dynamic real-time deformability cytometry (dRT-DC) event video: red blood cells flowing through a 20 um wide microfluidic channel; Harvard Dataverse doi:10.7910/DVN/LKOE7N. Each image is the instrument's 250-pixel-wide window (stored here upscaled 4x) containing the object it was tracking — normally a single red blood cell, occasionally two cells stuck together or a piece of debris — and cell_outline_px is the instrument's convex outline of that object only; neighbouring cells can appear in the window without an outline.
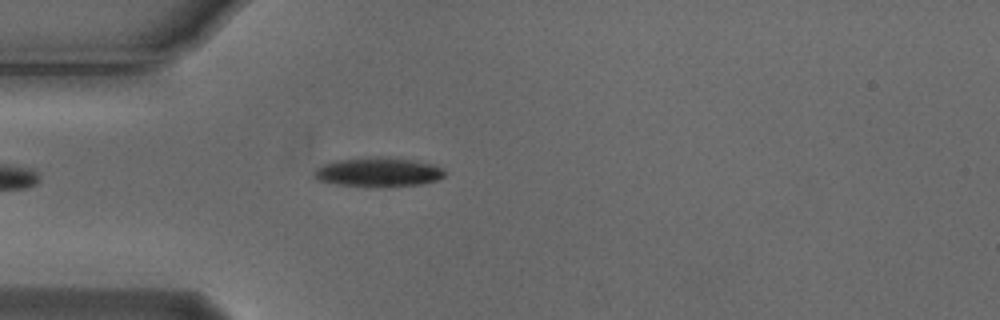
{"species": "Egyptian fruit bat (a non-hibernating species)", "species_latin": "Rousettus aegyptiacus", "temperature_condition": "cold", "stored_images_in_passage": 5, "camera_frame_rate_fps": 3000, "um_per_image_px": 0.085, "animal": {"sex": "male"}, "frame": {"image": 1, "passage_image": 5, "time_ms": 1.333, "image_size_px": [1000, 320], "cell_outline_px": [[444, 176], [436, 180], [420, 184], [336, 184], [316, 180], [312, 176], [316, 168], [324, 164], [336, 160], [368, 156], [380, 156], [412, 160], [432, 164], [440, 168], [444, 172]], "centroid_in_image_um": [32.08, 14.57], "position_along_channel_um": 52.9, "area_um2": 21.33}}